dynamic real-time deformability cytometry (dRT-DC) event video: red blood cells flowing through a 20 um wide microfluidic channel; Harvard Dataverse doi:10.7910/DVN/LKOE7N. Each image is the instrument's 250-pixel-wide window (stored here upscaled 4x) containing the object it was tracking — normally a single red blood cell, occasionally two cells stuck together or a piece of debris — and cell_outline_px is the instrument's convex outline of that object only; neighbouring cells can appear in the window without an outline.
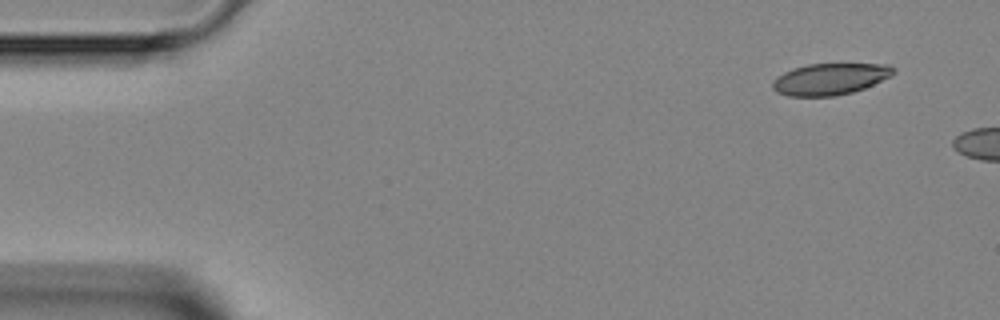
{"species": "Egyptian fruit bat (a non-hibernating species)", "species_latin": "Rousettus aegyptiacus", "temperature_condition": "room temperature", "stored_images_in_passage": 3, "camera_frame_rate_fps": 3000, "um_per_image_px": 0.085, "animal": {"sex": "female"}, "frame": {"image": 1, "passage_image": 1, "time_ms": 0.0, "image_size_px": [1000, 320], "cell_outline_px": [[896, 72], [892, 76], [864, 88], [852, 92], [836, 96], [788, 96], [776, 92], [772, 88], [772, 80], [776, 76], [792, 68], [808, 64], [888, 64], [896, 68]], "centroid_in_image_um": [70.55, 6.71], "position_along_channel_um": 14.5, "area_um2": 22.43}}